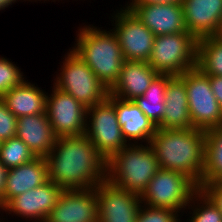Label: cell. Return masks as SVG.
Returning a JSON list of instances; mask_svg holds the SVG:
<instances>
[{"mask_svg": "<svg viewBox=\"0 0 222 222\" xmlns=\"http://www.w3.org/2000/svg\"><path fill=\"white\" fill-rule=\"evenodd\" d=\"M199 185L189 176L178 171L160 168L140 196L143 205L184 211ZM184 210V211H183Z\"/></svg>", "mask_w": 222, "mask_h": 222, "instance_id": "7", "label": "cell"}, {"mask_svg": "<svg viewBox=\"0 0 222 222\" xmlns=\"http://www.w3.org/2000/svg\"><path fill=\"white\" fill-rule=\"evenodd\" d=\"M197 42L189 32L155 36L148 64L160 75H182L196 68Z\"/></svg>", "mask_w": 222, "mask_h": 222, "instance_id": "5", "label": "cell"}, {"mask_svg": "<svg viewBox=\"0 0 222 222\" xmlns=\"http://www.w3.org/2000/svg\"><path fill=\"white\" fill-rule=\"evenodd\" d=\"M205 142L204 130L157 128L149 145L160 168L184 173L200 188L205 168Z\"/></svg>", "mask_w": 222, "mask_h": 222, "instance_id": "2", "label": "cell"}, {"mask_svg": "<svg viewBox=\"0 0 222 222\" xmlns=\"http://www.w3.org/2000/svg\"><path fill=\"white\" fill-rule=\"evenodd\" d=\"M62 192L61 187L48 180L43 185L12 198L1 210L28 221L45 222Z\"/></svg>", "mask_w": 222, "mask_h": 222, "instance_id": "13", "label": "cell"}, {"mask_svg": "<svg viewBox=\"0 0 222 222\" xmlns=\"http://www.w3.org/2000/svg\"><path fill=\"white\" fill-rule=\"evenodd\" d=\"M211 89L222 109V76L209 75Z\"/></svg>", "mask_w": 222, "mask_h": 222, "instance_id": "32", "label": "cell"}, {"mask_svg": "<svg viewBox=\"0 0 222 222\" xmlns=\"http://www.w3.org/2000/svg\"><path fill=\"white\" fill-rule=\"evenodd\" d=\"M114 108L126 142L139 144L138 141H142L141 143L144 142V145L149 144L151 137L156 133L157 126L139 109L135 102L114 96Z\"/></svg>", "mask_w": 222, "mask_h": 222, "instance_id": "18", "label": "cell"}, {"mask_svg": "<svg viewBox=\"0 0 222 222\" xmlns=\"http://www.w3.org/2000/svg\"><path fill=\"white\" fill-rule=\"evenodd\" d=\"M17 119L0 98V142L16 137Z\"/></svg>", "mask_w": 222, "mask_h": 222, "instance_id": "30", "label": "cell"}, {"mask_svg": "<svg viewBox=\"0 0 222 222\" xmlns=\"http://www.w3.org/2000/svg\"><path fill=\"white\" fill-rule=\"evenodd\" d=\"M49 180L46 158L36 157L23 165L7 172L3 196L0 198L2 209L12 198L35 189Z\"/></svg>", "mask_w": 222, "mask_h": 222, "instance_id": "17", "label": "cell"}, {"mask_svg": "<svg viewBox=\"0 0 222 222\" xmlns=\"http://www.w3.org/2000/svg\"><path fill=\"white\" fill-rule=\"evenodd\" d=\"M85 135L106 161L128 145L115 113L113 95L108 94L104 101L87 108Z\"/></svg>", "mask_w": 222, "mask_h": 222, "instance_id": "9", "label": "cell"}, {"mask_svg": "<svg viewBox=\"0 0 222 222\" xmlns=\"http://www.w3.org/2000/svg\"><path fill=\"white\" fill-rule=\"evenodd\" d=\"M72 51L93 71L110 90L117 82L124 57L116 34L93 25L78 29Z\"/></svg>", "mask_w": 222, "mask_h": 222, "instance_id": "3", "label": "cell"}, {"mask_svg": "<svg viewBox=\"0 0 222 222\" xmlns=\"http://www.w3.org/2000/svg\"><path fill=\"white\" fill-rule=\"evenodd\" d=\"M17 1L18 0H0V11L4 10L5 8H8L9 5L11 6L12 3L14 4ZM23 1H25V0H23Z\"/></svg>", "mask_w": 222, "mask_h": 222, "instance_id": "36", "label": "cell"}, {"mask_svg": "<svg viewBox=\"0 0 222 222\" xmlns=\"http://www.w3.org/2000/svg\"><path fill=\"white\" fill-rule=\"evenodd\" d=\"M173 76L158 75L149 88L133 101L139 109L157 126L163 118L165 110V93L168 81Z\"/></svg>", "mask_w": 222, "mask_h": 222, "instance_id": "23", "label": "cell"}, {"mask_svg": "<svg viewBox=\"0 0 222 222\" xmlns=\"http://www.w3.org/2000/svg\"><path fill=\"white\" fill-rule=\"evenodd\" d=\"M14 62L0 57V98L25 79L21 69Z\"/></svg>", "mask_w": 222, "mask_h": 222, "instance_id": "28", "label": "cell"}, {"mask_svg": "<svg viewBox=\"0 0 222 222\" xmlns=\"http://www.w3.org/2000/svg\"><path fill=\"white\" fill-rule=\"evenodd\" d=\"M212 37L222 43V21L219 23L216 32L212 35Z\"/></svg>", "mask_w": 222, "mask_h": 222, "instance_id": "35", "label": "cell"}, {"mask_svg": "<svg viewBox=\"0 0 222 222\" xmlns=\"http://www.w3.org/2000/svg\"><path fill=\"white\" fill-rule=\"evenodd\" d=\"M200 190L214 203L222 215V182L205 183Z\"/></svg>", "mask_w": 222, "mask_h": 222, "instance_id": "31", "label": "cell"}, {"mask_svg": "<svg viewBox=\"0 0 222 222\" xmlns=\"http://www.w3.org/2000/svg\"><path fill=\"white\" fill-rule=\"evenodd\" d=\"M159 169V162L149 144H128L107 160L106 180L141 196Z\"/></svg>", "mask_w": 222, "mask_h": 222, "instance_id": "4", "label": "cell"}, {"mask_svg": "<svg viewBox=\"0 0 222 222\" xmlns=\"http://www.w3.org/2000/svg\"><path fill=\"white\" fill-rule=\"evenodd\" d=\"M45 222H98L95 188L63 190Z\"/></svg>", "mask_w": 222, "mask_h": 222, "instance_id": "14", "label": "cell"}, {"mask_svg": "<svg viewBox=\"0 0 222 222\" xmlns=\"http://www.w3.org/2000/svg\"><path fill=\"white\" fill-rule=\"evenodd\" d=\"M26 79L4 94L1 99L10 112L19 118L46 113L47 93Z\"/></svg>", "mask_w": 222, "mask_h": 222, "instance_id": "22", "label": "cell"}, {"mask_svg": "<svg viewBox=\"0 0 222 222\" xmlns=\"http://www.w3.org/2000/svg\"><path fill=\"white\" fill-rule=\"evenodd\" d=\"M190 203L186 209L189 210L191 207L192 212L189 214L192 216L187 219V222H222V215L219 209L201 190L193 196Z\"/></svg>", "mask_w": 222, "mask_h": 222, "instance_id": "27", "label": "cell"}, {"mask_svg": "<svg viewBox=\"0 0 222 222\" xmlns=\"http://www.w3.org/2000/svg\"><path fill=\"white\" fill-rule=\"evenodd\" d=\"M66 54L54 86L72 95L87 108L104 101L109 94L108 88L71 49Z\"/></svg>", "mask_w": 222, "mask_h": 222, "instance_id": "6", "label": "cell"}, {"mask_svg": "<svg viewBox=\"0 0 222 222\" xmlns=\"http://www.w3.org/2000/svg\"><path fill=\"white\" fill-rule=\"evenodd\" d=\"M159 74L146 61L125 60L120 76L109 94L124 100L143 96Z\"/></svg>", "mask_w": 222, "mask_h": 222, "instance_id": "19", "label": "cell"}, {"mask_svg": "<svg viewBox=\"0 0 222 222\" xmlns=\"http://www.w3.org/2000/svg\"><path fill=\"white\" fill-rule=\"evenodd\" d=\"M179 211L141 205L136 222H181ZM179 215V216H178Z\"/></svg>", "mask_w": 222, "mask_h": 222, "instance_id": "29", "label": "cell"}, {"mask_svg": "<svg viewBox=\"0 0 222 222\" xmlns=\"http://www.w3.org/2000/svg\"><path fill=\"white\" fill-rule=\"evenodd\" d=\"M16 137L21 139L36 157L45 158L53 149L56 136L46 113L20 116Z\"/></svg>", "mask_w": 222, "mask_h": 222, "instance_id": "20", "label": "cell"}, {"mask_svg": "<svg viewBox=\"0 0 222 222\" xmlns=\"http://www.w3.org/2000/svg\"><path fill=\"white\" fill-rule=\"evenodd\" d=\"M46 114L56 137L85 134L87 107L54 85L47 94Z\"/></svg>", "mask_w": 222, "mask_h": 222, "instance_id": "11", "label": "cell"}, {"mask_svg": "<svg viewBox=\"0 0 222 222\" xmlns=\"http://www.w3.org/2000/svg\"><path fill=\"white\" fill-rule=\"evenodd\" d=\"M185 27L197 40L212 36L222 21V0H182Z\"/></svg>", "mask_w": 222, "mask_h": 222, "instance_id": "16", "label": "cell"}, {"mask_svg": "<svg viewBox=\"0 0 222 222\" xmlns=\"http://www.w3.org/2000/svg\"><path fill=\"white\" fill-rule=\"evenodd\" d=\"M98 198V222H136L142 205L140 196L122 190L107 180L95 187Z\"/></svg>", "mask_w": 222, "mask_h": 222, "instance_id": "12", "label": "cell"}, {"mask_svg": "<svg viewBox=\"0 0 222 222\" xmlns=\"http://www.w3.org/2000/svg\"><path fill=\"white\" fill-rule=\"evenodd\" d=\"M48 178L63 190L95 188L106 180V159L84 134L56 137L45 157Z\"/></svg>", "mask_w": 222, "mask_h": 222, "instance_id": "1", "label": "cell"}, {"mask_svg": "<svg viewBox=\"0 0 222 222\" xmlns=\"http://www.w3.org/2000/svg\"><path fill=\"white\" fill-rule=\"evenodd\" d=\"M36 156L19 138L13 137L0 143V162L8 170L35 159Z\"/></svg>", "mask_w": 222, "mask_h": 222, "instance_id": "26", "label": "cell"}, {"mask_svg": "<svg viewBox=\"0 0 222 222\" xmlns=\"http://www.w3.org/2000/svg\"><path fill=\"white\" fill-rule=\"evenodd\" d=\"M187 90L179 76H173L167 83L165 93V110L159 129L192 128Z\"/></svg>", "mask_w": 222, "mask_h": 222, "instance_id": "21", "label": "cell"}, {"mask_svg": "<svg viewBox=\"0 0 222 222\" xmlns=\"http://www.w3.org/2000/svg\"><path fill=\"white\" fill-rule=\"evenodd\" d=\"M8 169L0 162V198L3 196Z\"/></svg>", "mask_w": 222, "mask_h": 222, "instance_id": "34", "label": "cell"}, {"mask_svg": "<svg viewBox=\"0 0 222 222\" xmlns=\"http://www.w3.org/2000/svg\"><path fill=\"white\" fill-rule=\"evenodd\" d=\"M210 182H222V126L206 131L205 168L201 186Z\"/></svg>", "mask_w": 222, "mask_h": 222, "instance_id": "24", "label": "cell"}, {"mask_svg": "<svg viewBox=\"0 0 222 222\" xmlns=\"http://www.w3.org/2000/svg\"><path fill=\"white\" fill-rule=\"evenodd\" d=\"M116 34L125 60L148 62L155 35L126 7L113 13Z\"/></svg>", "mask_w": 222, "mask_h": 222, "instance_id": "10", "label": "cell"}, {"mask_svg": "<svg viewBox=\"0 0 222 222\" xmlns=\"http://www.w3.org/2000/svg\"><path fill=\"white\" fill-rule=\"evenodd\" d=\"M182 0H131L129 5L142 4H181Z\"/></svg>", "mask_w": 222, "mask_h": 222, "instance_id": "33", "label": "cell"}, {"mask_svg": "<svg viewBox=\"0 0 222 222\" xmlns=\"http://www.w3.org/2000/svg\"><path fill=\"white\" fill-rule=\"evenodd\" d=\"M196 67L206 75L222 76V43L212 36L198 39Z\"/></svg>", "mask_w": 222, "mask_h": 222, "instance_id": "25", "label": "cell"}, {"mask_svg": "<svg viewBox=\"0 0 222 222\" xmlns=\"http://www.w3.org/2000/svg\"><path fill=\"white\" fill-rule=\"evenodd\" d=\"M126 5L155 36L188 32L182 4Z\"/></svg>", "mask_w": 222, "mask_h": 222, "instance_id": "15", "label": "cell"}, {"mask_svg": "<svg viewBox=\"0 0 222 222\" xmlns=\"http://www.w3.org/2000/svg\"><path fill=\"white\" fill-rule=\"evenodd\" d=\"M179 77L184 81L193 128L210 130L222 126V109L211 89L209 75L197 67Z\"/></svg>", "mask_w": 222, "mask_h": 222, "instance_id": "8", "label": "cell"}]
</instances>
